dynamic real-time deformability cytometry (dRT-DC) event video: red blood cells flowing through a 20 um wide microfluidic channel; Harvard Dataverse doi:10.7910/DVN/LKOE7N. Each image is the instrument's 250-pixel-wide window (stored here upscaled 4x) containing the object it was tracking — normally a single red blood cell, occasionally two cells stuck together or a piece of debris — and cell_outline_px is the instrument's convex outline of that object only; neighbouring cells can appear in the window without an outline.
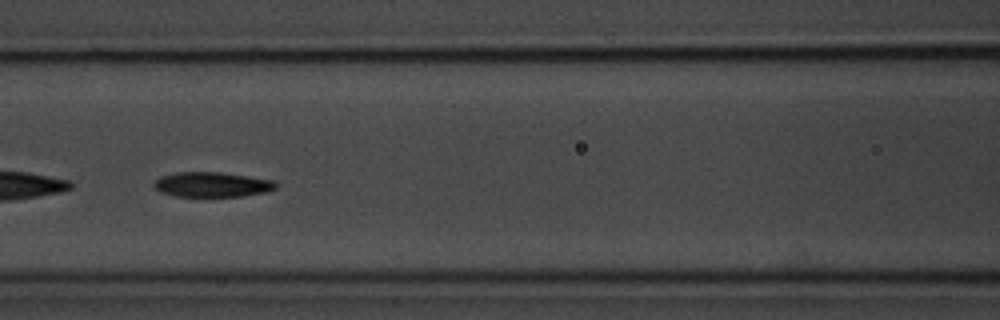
{"species": "common noctule bat (a hibernating species)", "species_latin": "Nyctalus noctula", "temperature_condition": "room temperature", "stored_images_in_passage": 46, "camera_frame_rate_fps": 3000, "um_per_image_px": 0.085, "animal": {"sex": "male", "body_mass_g": 20.1, "forearm_length_mm": 53.5}, "frame": {"image": 1, "passage_image": 14, "time_ms": 4.333, "image_size_px": [1000, 320], "cell_outline_px": [[276, 188], [268, 192], [240, 196], [176, 196], [160, 192], [152, 184], [160, 176], [176, 172], [220, 172], [272, 180], [276, 184]], "centroid_in_image_um": [18.0, 15.68], "position_along_channel_um": 148.6, "area_um2": 17.57}}
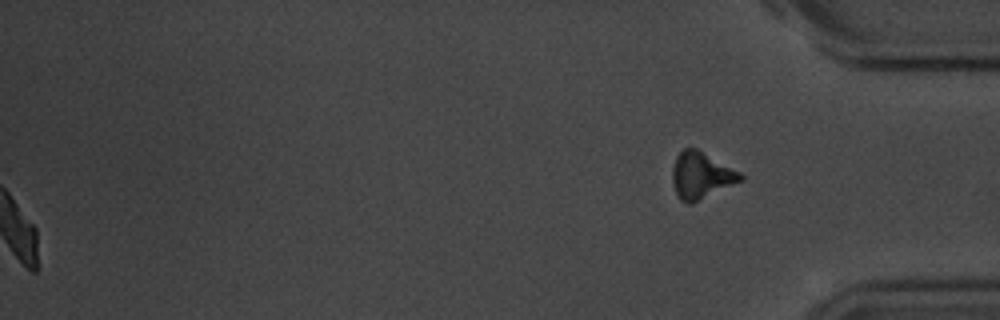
{"frame": {"image": 2, "passage_image": 46, "time_ms": 15.0, "image_size_px": [1000, 320], "cell_outline_px": [[744, 180], [692, 204], [688, 204], [680, 200], [676, 192], [672, 180], [672, 168], [676, 156], [684, 148], [696, 148], [740, 172], [744, 176]], "centroid_in_image_um": [59.6, 14.93], "position_along_channel_um": 375.6, "area_um2": 18.55}, "authors_computed_cell_mechanics": {"area_um2": 18.2359, "velocity_mm_per_s": 3.6472, "shape_relaxation_time_tau1_ms": 2.5951, "shape_relaxation_time_tau2_ms": 2.6511, "deformation_change_tau1": 0.1335, "deformation_change_tau2": 0.0813}}